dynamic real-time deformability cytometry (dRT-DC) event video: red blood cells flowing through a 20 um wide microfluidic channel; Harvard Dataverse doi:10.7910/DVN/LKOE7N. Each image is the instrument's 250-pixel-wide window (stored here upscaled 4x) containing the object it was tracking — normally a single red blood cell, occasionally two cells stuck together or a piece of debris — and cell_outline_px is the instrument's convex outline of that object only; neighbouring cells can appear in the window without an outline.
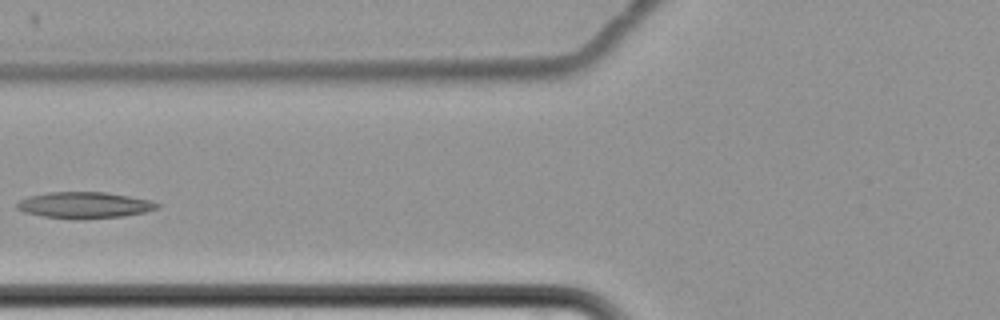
{"species": "common noctule bat (a hibernating species)", "species_latin": "Nyctalus noctula", "temperature_condition": "cold", "stored_images_in_passage": 8, "camera_frame_rate_fps": 3000, "um_per_image_px": 0.085, "animal": {"sex": "female", "body_mass_g": 22.7, "forearm_length_mm": 54.2}, "frame": {"image": 1, "passage_image": 6, "time_ms": 7.0, "image_size_px": [1000, 320], "cell_outline_px": [[160, 208], [144, 212], [124, 216], [44, 216], [24, 212], [16, 208], [16, 204], [20, 200], [28, 196], [48, 192], [104, 192], [152, 200], [160, 204]], "centroid_in_image_um": [7.2, 17.38], "position_along_channel_um": 118.6, "area_um2": 20.46}}
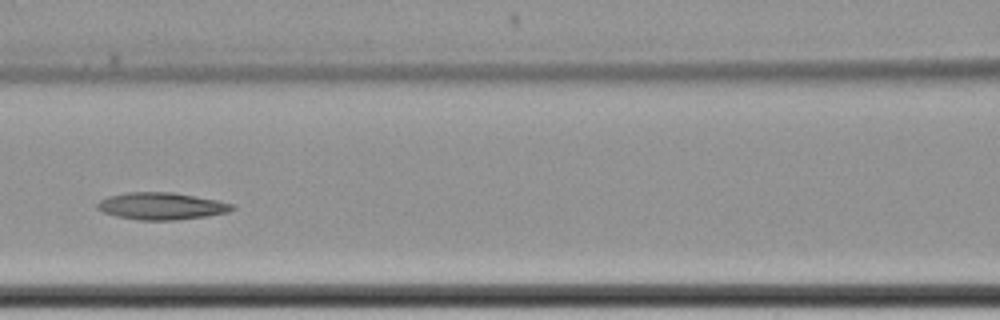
{"frame": {"image": 2, "passage_image": 7, "time_ms": 8.0, "image_size_px": [1000, 320], "cell_outline_px": [[236, 208], [228, 212], [208, 216], [176, 220], [140, 220], [116, 216], [104, 212], [96, 208], [96, 204], [100, 200], [108, 196], [128, 192], [172, 192], [216, 200], [232, 204]], "centroid_in_image_um": [13.71, 17.52], "position_along_channel_um": 152.9, "area_um2": 21.21}}
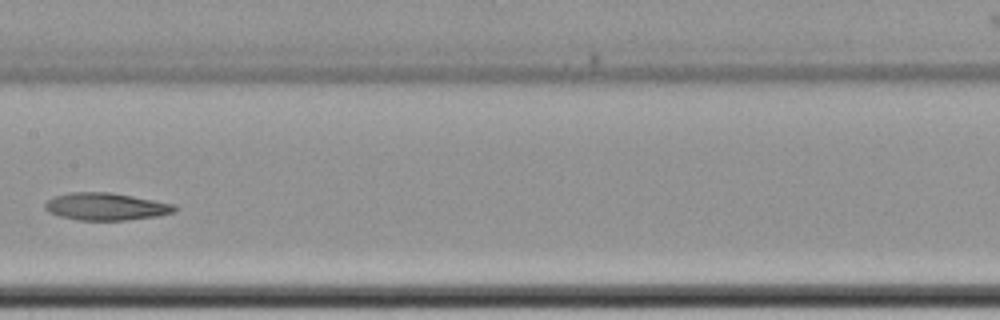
{"frame": {"image": 3, "passage_image": 8, "time_ms": 9.333, "image_size_px": [1000, 320], "cell_outline_px": [[180, 208], [176, 212], [156, 216], [124, 220], [76, 220], [60, 216], [48, 212], [44, 208], [44, 204], [52, 196], [68, 192], [112, 192], [176, 204]], "centroid_in_image_um": [9.02, 17.55], "position_along_channel_um": 198.4, "area_um2": 20.98}}